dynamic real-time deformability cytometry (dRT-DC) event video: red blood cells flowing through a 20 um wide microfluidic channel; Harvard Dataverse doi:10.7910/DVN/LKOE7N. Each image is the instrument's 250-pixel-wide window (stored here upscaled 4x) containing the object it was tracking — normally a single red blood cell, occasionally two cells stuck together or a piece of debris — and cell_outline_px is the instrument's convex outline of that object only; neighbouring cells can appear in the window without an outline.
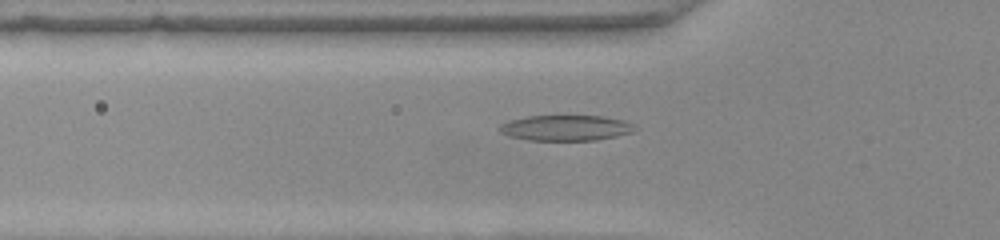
{"species": "common noctule bat (a hibernating species)", "species_latin": "Nyctalus noctula", "temperature_condition": "warm", "stored_images_in_passage": 39, "camera_frame_rate_fps": 3000, "um_per_image_px": 0.085, "animal": {"sex": "female", "body_mass_g": 22.0, "forearm_length_mm": 56.7}, "frame": {"image": 1, "passage_image": 6, "time_ms": 1.667, "image_size_px": [1000, 240], "cell_outline_px": [[636, 128], [632, 132], [616, 136], [596, 140], [532, 140], [508, 136], [500, 132], [496, 128], [500, 124], [508, 120], [528, 116], [600, 116], [624, 120], [632, 124]], "centroid_in_image_um": [48.04, 10.87], "position_along_channel_um": 77.8, "area_um2": 20.11}}
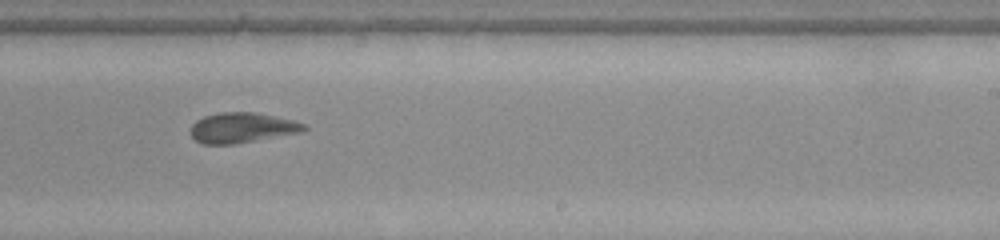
{"frame": {"image": 2, "passage_image": 20, "time_ms": 6.333, "image_size_px": [1000, 240], "cell_outline_px": [[308, 128], [304, 132], [236, 144], [204, 144], [196, 140], [192, 136], [192, 124], [196, 120], [204, 116], [220, 112], [256, 112], [292, 120], [304, 124]], "centroid_in_image_um": [20.6, 10.86], "position_along_channel_um": 268.4, "area_um2": 20.0}}
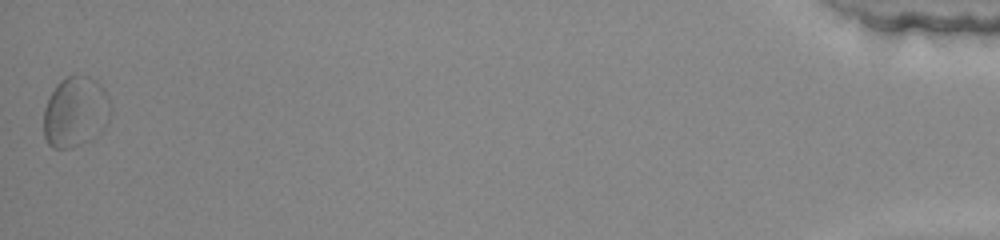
{"frame": {"image": 3, "passage_image": 39, "time_ms": 12.667, "image_size_px": [1000, 240], "cell_outline_px": [[112, 112], [108, 120], [100, 132], [96, 136], [72, 148], [52, 148], [48, 144], [44, 136], [44, 108], [56, 84], [60, 80], [68, 76], [88, 76], [96, 80], [104, 88], [108, 96]], "centroid_in_image_um": [6.42, 9.51], "position_along_channel_um": 428.8, "area_um2": 27.57}, "authors_computed_cell_mechanics": {"area_um2": 19.941, "velocity_mm_per_s": 4.0835, "shape_relaxation_time_tau1_ms": 2.4918, "shape_relaxation_time_tau2_ms": 4.0542, "deformation_change_tau1": 0.1182, "deformation_change_tau2": 0.1274}}